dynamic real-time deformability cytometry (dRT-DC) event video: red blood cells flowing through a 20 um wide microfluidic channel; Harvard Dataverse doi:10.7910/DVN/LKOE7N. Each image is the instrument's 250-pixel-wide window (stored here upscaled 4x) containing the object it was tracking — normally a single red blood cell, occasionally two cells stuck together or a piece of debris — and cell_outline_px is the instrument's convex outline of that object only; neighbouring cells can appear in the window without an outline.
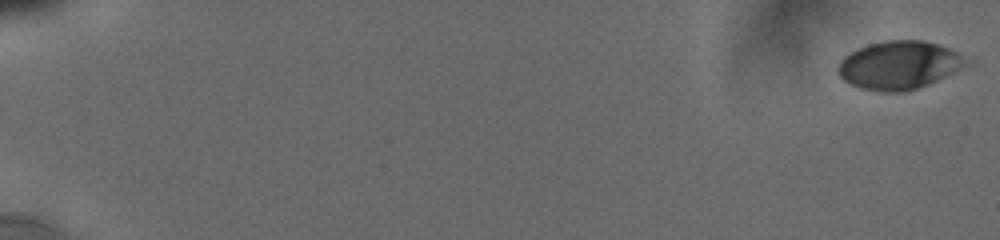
{"species": "human", "species_latin": "Homo sapiens", "temperature_condition": "cold", "stored_images_in_passage": 20, "camera_frame_rate_fps": 3000, "um_per_image_px": 0.085, "donor": {"sex": "male"}, "frame": {"image": 1, "passage_image": 1, "time_ms": 0.0, "image_size_px": [1000, 240], "cell_outline_px": [[964, 64], [960, 68], [928, 84], [904, 92], [880, 92], [860, 88], [848, 84], [840, 76], [836, 68], [840, 60], [844, 56], [868, 44], [888, 40], [920, 40], [936, 44], [948, 48], [956, 52], [960, 56]], "centroid_in_image_um": [76.3, 5.55], "position_along_channel_um": 8.7, "area_um2": 35.32}}
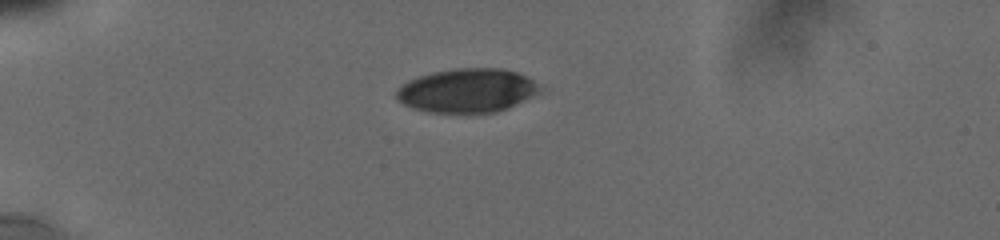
{"frame": {"image": 2, "passage_image": 17, "time_ms": 5.333, "image_size_px": [1000, 240], "cell_outline_px": [[552, 88], [508, 108], [496, 112], [428, 112], [412, 108], [404, 104], [396, 96], [396, 92], [408, 80], [432, 72], [456, 68], [500, 68], [516, 72]], "centroid_in_image_um": [39.84, 7.69], "position_along_channel_um": 45.2, "area_um2": 37.05}}